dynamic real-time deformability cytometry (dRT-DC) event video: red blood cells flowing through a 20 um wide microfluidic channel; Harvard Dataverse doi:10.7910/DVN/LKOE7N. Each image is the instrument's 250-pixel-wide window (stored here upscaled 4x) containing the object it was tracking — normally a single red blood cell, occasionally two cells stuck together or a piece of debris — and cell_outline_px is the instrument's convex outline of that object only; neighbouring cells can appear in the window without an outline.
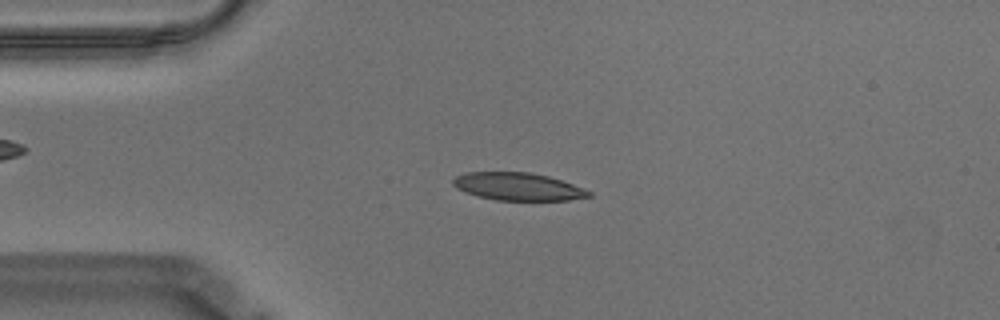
{"species": "Egyptian fruit bat (a non-hibernating species)", "species_latin": "Rousettus aegyptiacus", "temperature_condition": "warm", "stored_images_in_passage": 56, "camera_frame_rate_fps": 3000, "um_per_image_px": 0.085, "animal": {"sex": "male"}, "frame": {"image": 1, "passage_image": 13, "time_ms": 4.0, "image_size_px": [1000, 320], "cell_outline_px": [[592, 196], [568, 200], [496, 200], [476, 196], [464, 192], [456, 188], [452, 184], [452, 180], [456, 176], [464, 172], [528, 172], [548, 176], [572, 184], [592, 192]], "centroid_in_image_um": [43.98, 15.86], "position_along_channel_um": 41.0, "area_um2": 21.91}}
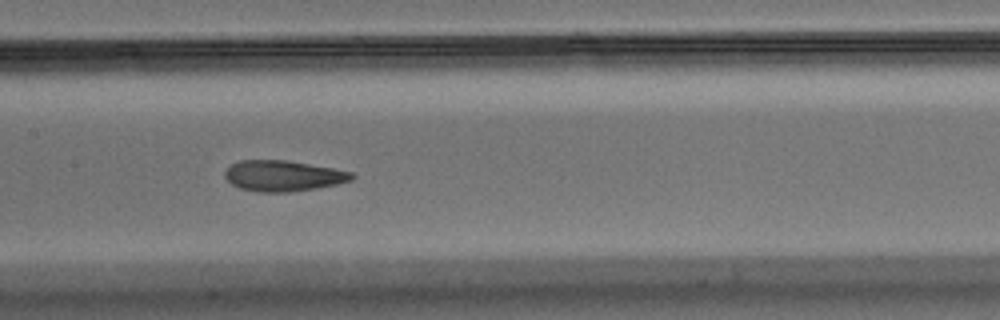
{"frame": {"image": 2, "passage_image": 27, "time_ms": 8.667, "image_size_px": [1000, 320], "cell_outline_px": [[356, 176], [352, 180], [336, 184], [316, 188], [288, 192], [260, 192], [240, 188], [232, 184], [224, 176], [224, 172], [232, 164], [240, 160], [288, 160], [332, 168], [352, 172]], "centroid_in_image_um": [24.07, 14.94], "position_along_channel_um": 183.3, "area_um2": 22.66}}
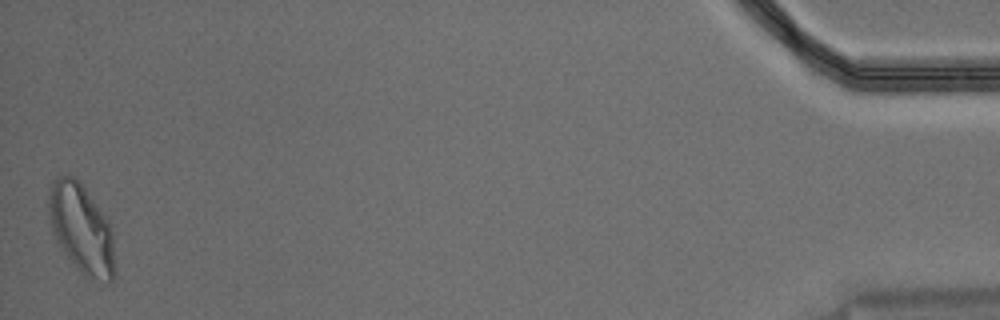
{"frame": {"image": 3, "passage_image": 56, "time_ms": 18.333, "image_size_px": [1000, 320], "cell_outline_px": [[116, 276], [108, 284], [88, 280], [76, 268], [64, 252], [56, 240], [52, 232], [48, 212], [48, 192], [52, 180], [56, 176], [68, 172], [80, 180], [84, 184], [112, 224], [116, 268]], "centroid_in_image_um": [6.96, 19.43], "position_along_channel_um": 428.2, "area_um2": 36.18}, "authors_computed_cell_mechanics": {"area_um2": 22.7154, "velocity_mm_per_s": 3.5094, "shape_relaxation_time_tau1_ms": 8.8778, "shape_relaxation_time_tau2_ms": 2.2275, "deformation_change_tau1": 0.2067, "deformation_change_tau2": 0.0937}}